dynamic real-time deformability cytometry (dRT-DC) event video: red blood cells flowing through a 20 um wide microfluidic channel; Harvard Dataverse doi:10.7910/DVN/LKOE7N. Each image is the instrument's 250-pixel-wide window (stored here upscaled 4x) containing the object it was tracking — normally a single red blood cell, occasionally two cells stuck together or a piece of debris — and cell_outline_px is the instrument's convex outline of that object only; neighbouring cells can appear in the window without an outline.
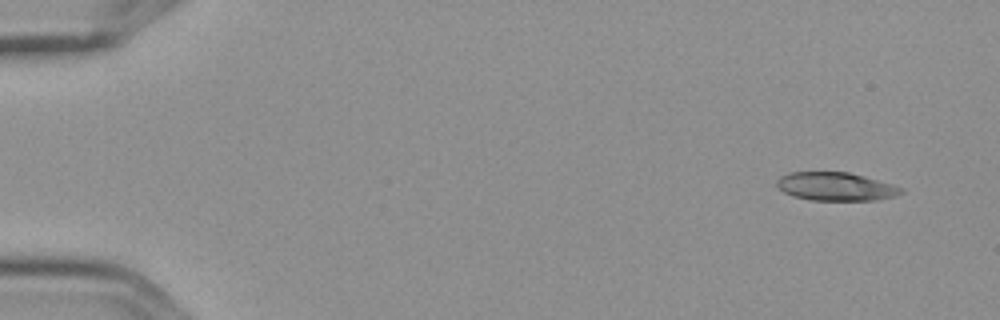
{"species": "Egyptian fruit bat (a non-hibernating species)", "species_latin": "Rousettus aegyptiacus", "temperature_condition": "cold", "stored_images_in_passage": 4, "camera_frame_rate_fps": 3000, "um_per_image_px": 0.085, "frame": {"image": 1, "passage_image": 1, "time_ms": 0.0, "image_size_px": [1000, 320], "cell_outline_px": [[904, 192], [896, 196], [876, 200], [812, 200], [792, 196], [776, 188], [776, 180], [780, 176], [792, 172], [848, 172], [864, 176], [892, 184], [904, 188]], "centroid_in_image_um": [71.03, 15.86], "position_along_channel_um": 14.0, "area_um2": 20.63}}
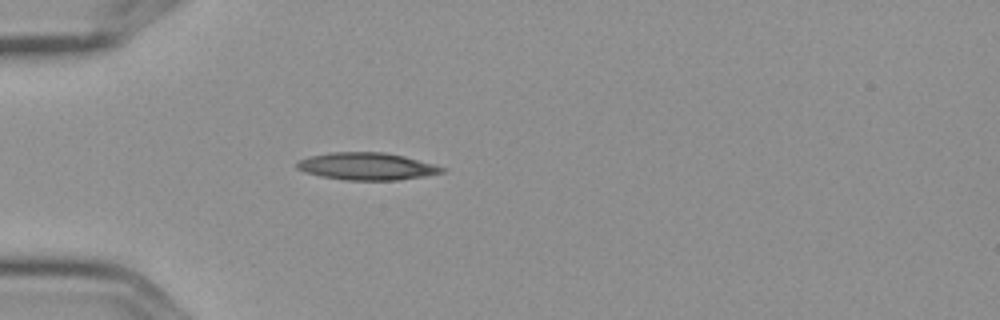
{"frame": {"image": 2, "passage_image": 4, "time_ms": 1.0, "image_size_px": [1000, 320], "cell_outline_px": [[448, 168], [444, 172], [424, 176], [400, 180], [344, 180], [320, 176], [304, 172], [296, 168], [296, 164], [300, 160], [312, 156], [332, 152], [384, 152], [404, 156], [436, 164]], "centroid_in_image_um": [31.23, 14.14], "position_along_channel_um": 53.8, "area_um2": 23.18}}